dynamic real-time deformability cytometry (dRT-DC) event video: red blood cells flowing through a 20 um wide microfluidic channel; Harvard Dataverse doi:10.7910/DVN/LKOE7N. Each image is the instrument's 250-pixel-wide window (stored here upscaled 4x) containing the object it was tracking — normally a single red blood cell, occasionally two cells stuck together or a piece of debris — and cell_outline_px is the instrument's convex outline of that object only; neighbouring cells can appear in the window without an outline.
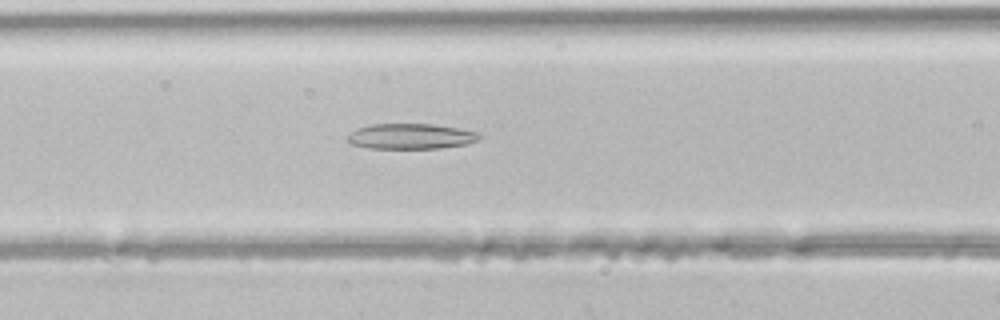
{"species": "common noctule bat (a hibernating species)", "species_latin": "Nyctalus noctula", "temperature_condition": "room temperature", "stored_images_in_passage": 46, "camera_frame_rate_fps": 3000, "um_per_image_px": 0.085, "animal": {"sex": "male", "body_mass_g": 21.5, "forearm_length_mm": 52.0}, "frame": {"image": 1, "passage_image": 18, "time_ms": 5.667, "image_size_px": [1000, 320], "cell_outline_px": [[480, 140], [468, 144], [440, 148], [368, 148], [352, 144], [344, 140], [356, 128], [372, 124], [432, 124], [480, 132]], "centroid_in_image_um": [34.92, 11.59], "position_along_channel_um": 131.7, "area_um2": 19.59}}
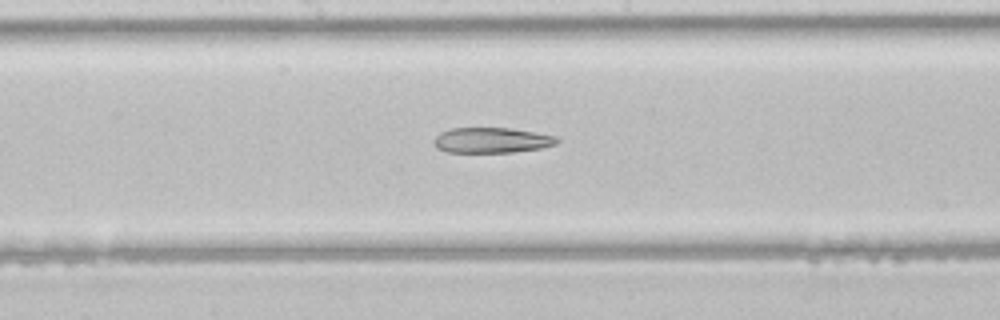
{"frame": {"image": 2, "passage_image": 23, "time_ms": 7.333, "image_size_px": [1000, 320], "cell_outline_px": [[560, 140], [556, 144], [544, 148], [512, 152], [448, 152], [436, 148], [432, 140], [440, 132], [452, 128], [512, 128], [556, 136]], "centroid_in_image_um": [41.8, 11.92], "position_along_channel_um": 206.4, "area_um2": 18.32}}
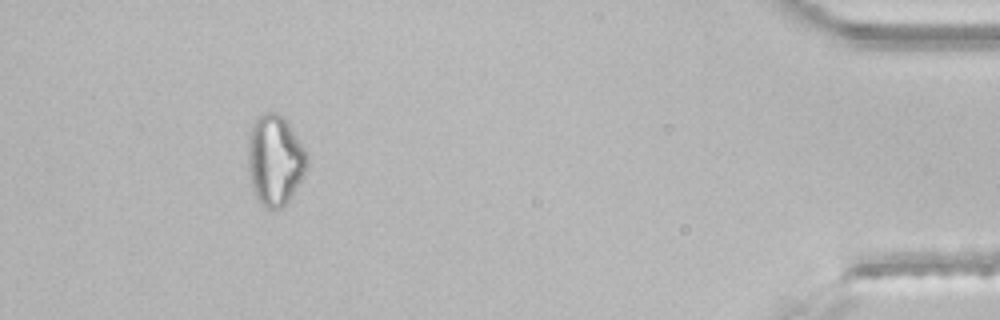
{"frame": {"image": 3, "passage_image": 41, "time_ms": 13.333, "image_size_px": [1000, 320], "cell_outline_px": [[308, 164], [300, 180], [288, 200], [280, 208], [264, 208], [256, 196], [252, 188], [248, 168], [248, 144], [252, 128], [256, 116], [268, 112], [276, 112], [288, 124], [304, 148], [308, 156]], "centroid_in_image_um": [23.35, 13.61], "position_along_channel_um": 411.8, "area_um2": 30.46}}